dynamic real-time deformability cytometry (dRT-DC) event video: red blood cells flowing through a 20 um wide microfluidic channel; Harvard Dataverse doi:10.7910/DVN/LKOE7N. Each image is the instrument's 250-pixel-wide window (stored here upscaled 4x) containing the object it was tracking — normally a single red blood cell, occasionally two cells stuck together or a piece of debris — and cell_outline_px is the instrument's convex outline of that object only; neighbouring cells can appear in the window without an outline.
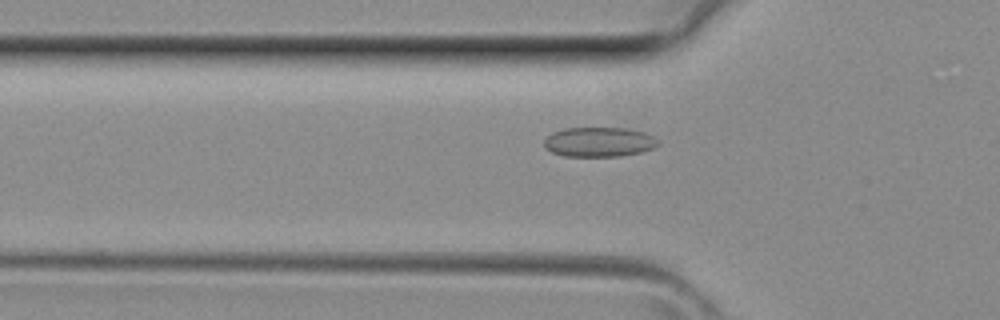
{"species": "common noctule bat (a hibernating species)", "species_latin": "Nyctalus noctula", "temperature_condition": "room temperature", "stored_images_in_passage": 30, "segment_of_instrument_passage": [1, 2], "camera_frame_rate_fps": 3000, "um_per_image_px": 0.085, "animal": {"sex": "female", "body_mass_g": 29.2, "forearm_length_mm": 56.3}, "frame": {"image": 1, "passage_image": 2, "time_ms": 0.333, "image_size_px": [1000, 320], "cell_outline_px": [[660, 144], [652, 148], [640, 152], [620, 156], [564, 156], [552, 152], [544, 148], [544, 140], [552, 132], [564, 128], [624, 128], [644, 132], [652, 136]], "centroid_in_image_um": [50.88, 12.07], "position_along_channel_um": 74.9, "area_um2": 19.59}}
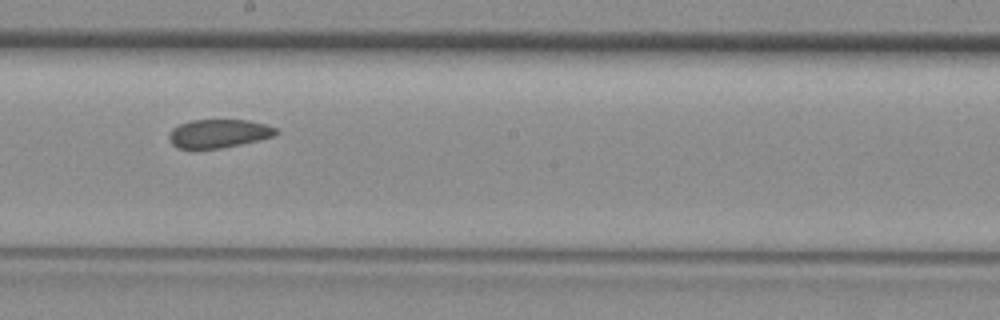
{"frame": {"image": 2, "passage_image": 11, "time_ms": 3.333, "image_size_px": [1000, 320], "cell_outline_px": [[280, 132], [276, 136], [240, 144], [220, 148], [180, 148], [172, 144], [168, 136], [172, 128], [180, 124], [192, 120], [248, 120], [264, 124], [276, 128]], "centroid_in_image_um": [18.61, 11.34], "position_along_channel_um": 229.6, "area_um2": 17.63}}
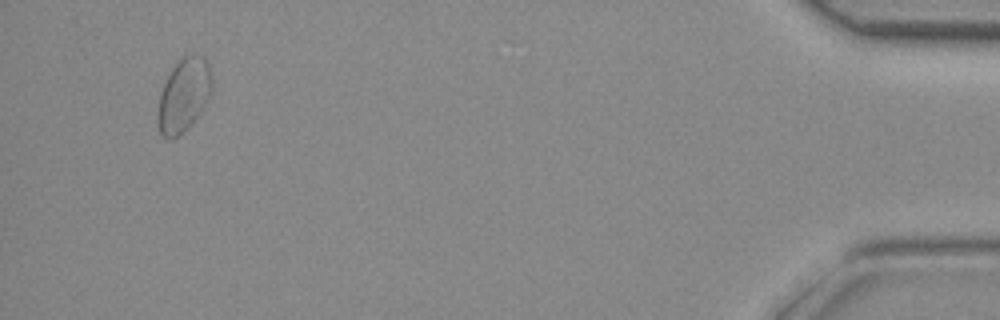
{"frame": {"image": 3, "passage_image": 27, "time_ms": 8.667, "image_size_px": [1000, 320], "cell_outline_px": [[212, 92], [204, 108], [176, 136], [168, 140], [160, 132], [156, 116], [160, 92], [172, 68], [184, 56], [192, 52], [204, 56], [208, 60], [212, 80]], "centroid_in_image_um": [15.63, 8.02], "position_along_channel_um": 419.6, "area_um2": 23.06}}